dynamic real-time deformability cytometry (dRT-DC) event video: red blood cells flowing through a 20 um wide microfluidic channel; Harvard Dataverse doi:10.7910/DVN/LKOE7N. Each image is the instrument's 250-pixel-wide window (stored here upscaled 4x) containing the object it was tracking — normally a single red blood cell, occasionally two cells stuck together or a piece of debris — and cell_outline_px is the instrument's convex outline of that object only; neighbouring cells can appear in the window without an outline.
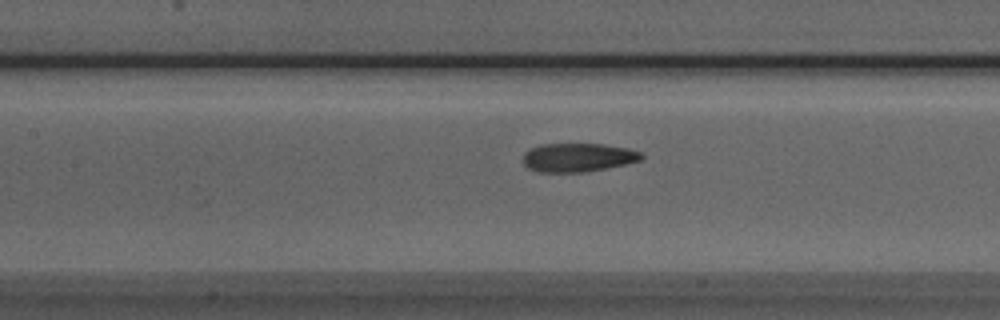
{"species": "Egyptian fruit bat (a non-hibernating species)", "species_latin": "Rousettus aegyptiacus", "temperature_condition": "room temperature", "stored_images_in_passage": 34, "camera_frame_rate_fps": 3000, "um_per_image_px": 0.085, "animal": {"sex": "male"}, "frame": {"image": 1, "passage_image": 12, "time_ms": 3.667, "image_size_px": [1000, 320], "cell_outline_px": [[644, 156], [640, 160], [624, 164], [584, 172], [536, 172], [528, 168], [524, 164], [524, 152], [540, 144], [600, 144], [628, 148], [640, 152]], "centroid_in_image_um": [49.09, 13.38], "position_along_channel_um": 158.3, "area_um2": 19.59}}
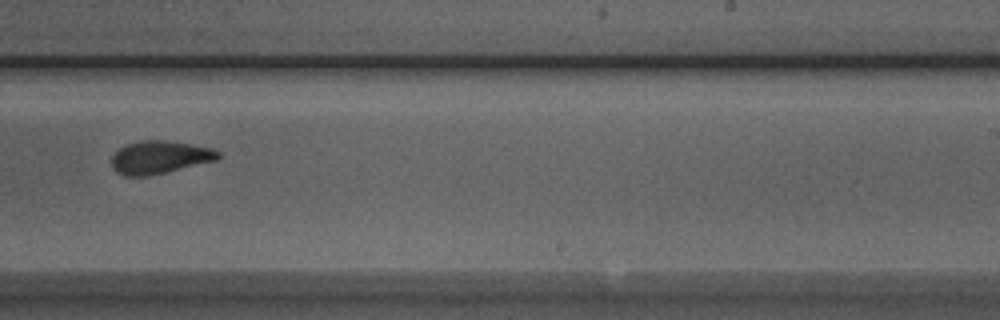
{"frame": {"image": 2, "passage_image": 21, "time_ms": 6.667, "image_size_px": [1000, 320], "cell_outline_px": [[220, 156], [216, 160], [148, 176], [124, 176], [116, 172], [112, 168], [112, 156], [120, 148], [128, 144], [140, 140], [164, 140], [192, 144], [212, 148], [220, 152]], "centroid_in_image_um": [13.56, 13.36], "position_along_channel_um": 275.4, "area_um2": 20.29}}
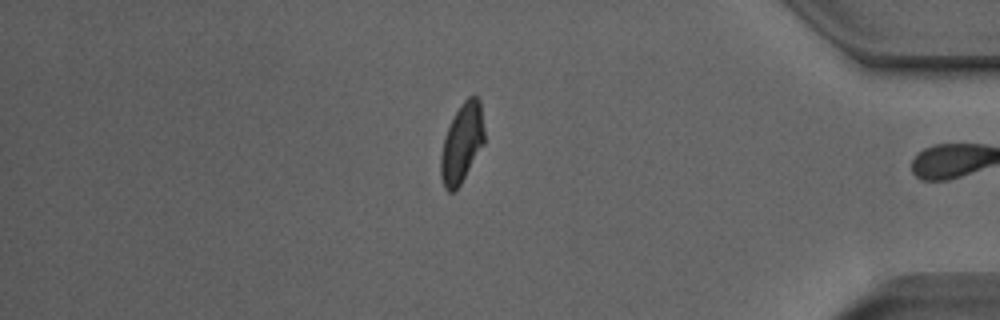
{"frame": {"image": 3, "passage_image": 33, "time_ms": 10.667, "image_size_px": [1000, 320], "cell_outline_px": [[484, 144], [460, 184], [452, 192], [448, 192], [444, 188], [440, 176], [440, 156], [444, 136], [460, 104], [468, 96], [476, 96], [480, 100], [484, 128]], "centroid_in_image_um": [39.25, 12.16], "position_along_channel_um": 395.9, "area_um2": 20.06}, "authors_computed_cell_mechanics": {"area_um2": 20.6057, "velocity_mm_per_s": 3.9215, "shape_relaxation_time_tau1_ms": 7.2053, "shape_relaxation_time_tau2_ms": 1.7822, "deformation_change_tau1": 0.1901, "deformation_change_tau2": 0.0775}}